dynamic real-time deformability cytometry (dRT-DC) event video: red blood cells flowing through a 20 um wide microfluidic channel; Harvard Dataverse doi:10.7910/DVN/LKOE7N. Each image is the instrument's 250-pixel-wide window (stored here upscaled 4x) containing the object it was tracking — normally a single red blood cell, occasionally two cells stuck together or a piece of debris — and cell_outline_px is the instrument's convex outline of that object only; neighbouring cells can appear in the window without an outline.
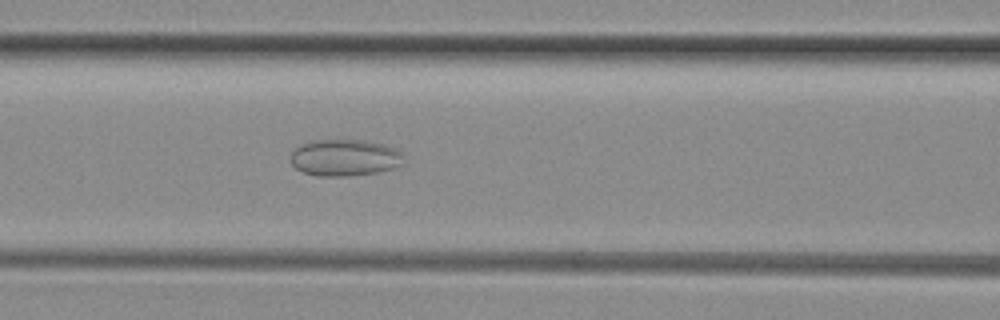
{"species": "common noctule bat (a hibernating species)", "species_latin": "Nyctalus noctula", "temperature_condition": "room temperature", "stored_images_in_passage": 39, "camera_frame_rate_fps": 3000, "um_per_image_px": 0.085, "animal": {"sex": "female", "body_mass_g": 29.2, "forearm_length_mm": 56.3}, "frame": {"image": 1, "passage_image": 18, "time_ms": 5.667, "image_size_px": [1000, 320], "cell_outline_px": [[404, 164], [392, 168], [376, 172], [348, 176], [316, 176], [304, 172], [296, 168], [288, 160], [292, 152], [300, 144], [312, 140], [364, 140], [384, 144], [396, 148], [400, 152]], "centroid_in_image_um": [29.27, 13.4], "position_along_channel_um": 137.3, "area_um2": 24.28}}
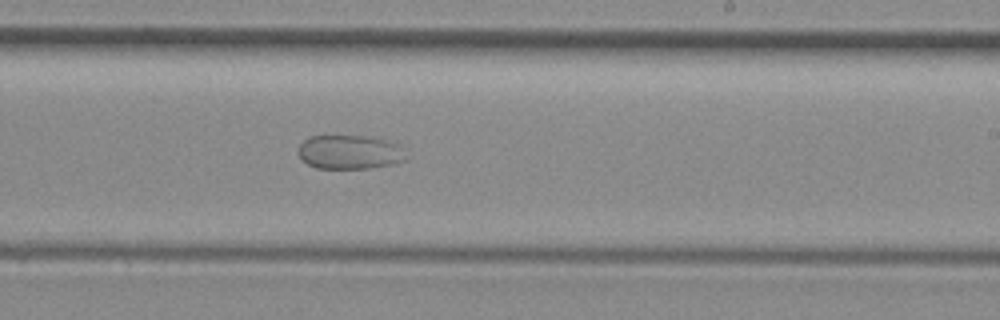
{"frame": {"image": 2, "passage_image": 27, "time_ms": 8.667, "image_size_px": [1000, 320], "cell_outline_px": [[404, 160], [392, 164], [368, 168], [316, 168], [300, 160], [300, 144], [308, 136], [376, 136], [400, 144]], "centroid_in_image_um": [29.71, 12.91], "position_along_channel_um": 259.3, "area_um2": 21.33}}
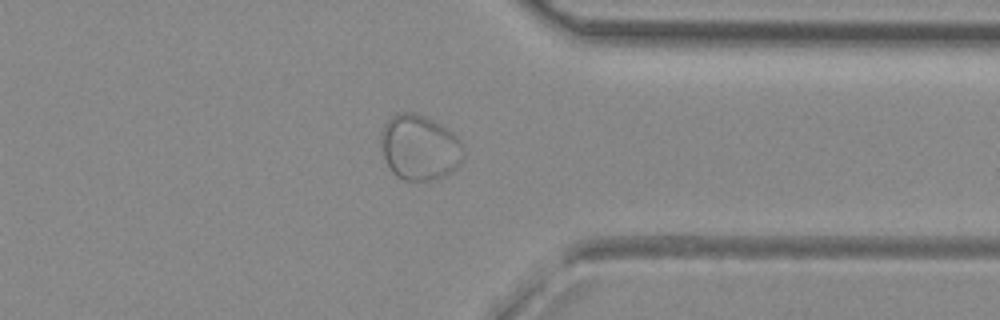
{"frame": {"image": 3, "passage_image": 36, "time_ms": 11.667, "image_size_px": [1000, 320], "cell_outline_px": [[464, 156], [456, 168], [452, 172], [436, 180], [404, 180], [396, 176], [392, 172], [384, 156], [380, 140], [380, 136], [384, 124], [396, 112], [412, 112], [424, 116], [432, 120], [452, 132], [460, 140], [464, 148]], "centroid_in_image_um": [35.67, 12.54], "position_along_channel_um": 375.7, "area_um2": 31.44}}